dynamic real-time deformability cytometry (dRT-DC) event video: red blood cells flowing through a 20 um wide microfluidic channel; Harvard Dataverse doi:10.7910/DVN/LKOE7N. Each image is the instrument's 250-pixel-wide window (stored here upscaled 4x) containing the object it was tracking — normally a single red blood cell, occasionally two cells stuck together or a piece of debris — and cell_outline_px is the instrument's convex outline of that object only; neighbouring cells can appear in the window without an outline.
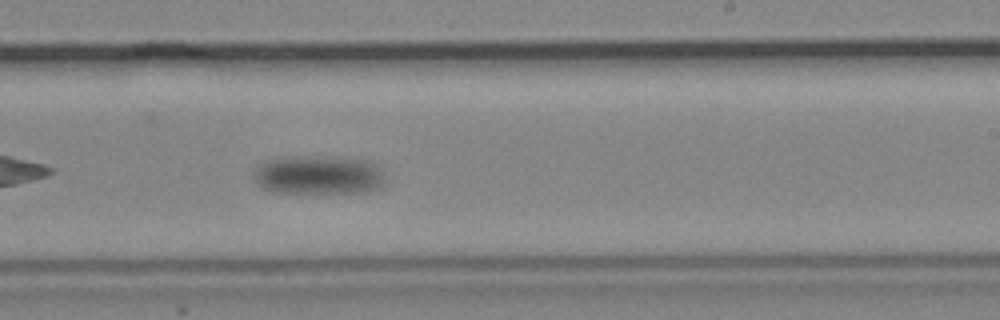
{"species": "common noctule bat (a hibernating species)", "species_latin": "Nyctalus noctula", "temperature_condition": "cold", "stored_images_in_passage": 55, "camera_frame_rate_fps": 3000, "um_per_image_px": 0.085, "animal": {"sex": "male", "body_mass_g": 19.2, "forearm_length_mm": 51.8}, "frame": {"image": 1, "passage_image": 23, "time_ms": 7.333, "image_size_px": [1000, 320], "cell_outline_px": [[384, 184], [380, 188], [364, 192], [276, 192], [264, 188], [256, 180], [252, 168], [264, 160], [276, 156], [308, 156], [368, 160], [376, 164], [380, 168], [384, 180]], "centroid_in_image_um": [27.03, 14.85], "position_along_channel_um": 262.0, "area_um2": 29.88}}
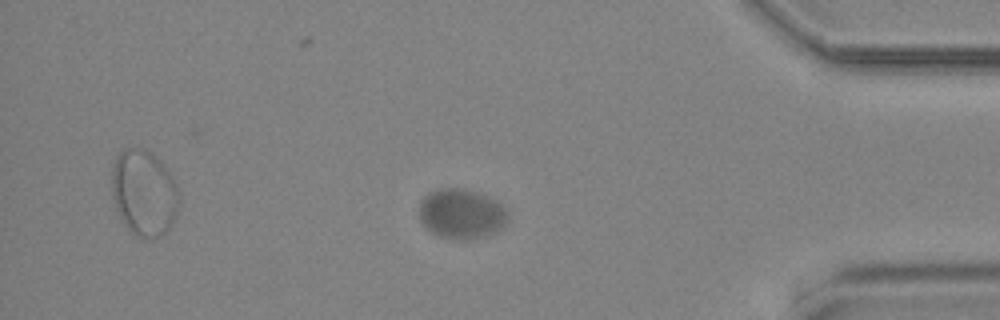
{"frame": {"image": 2, "passage_image": 43, "time_ms": 14.0, "image_size_px": [1000, 320], "cell_outline_px": [[508, 220], [496, 232], [464, 240], [452, 240], [440, 236], [432, 232], [420, 220], [420, 200], [428, 192], [440, 188], [460, 188], [476, 192], [488, 196], [504, 204], [508, 212]], "centroid_in_image_um": [39.23, 18.16], "position_along_channel_um": 396.0, "area_um2": 25.84}}
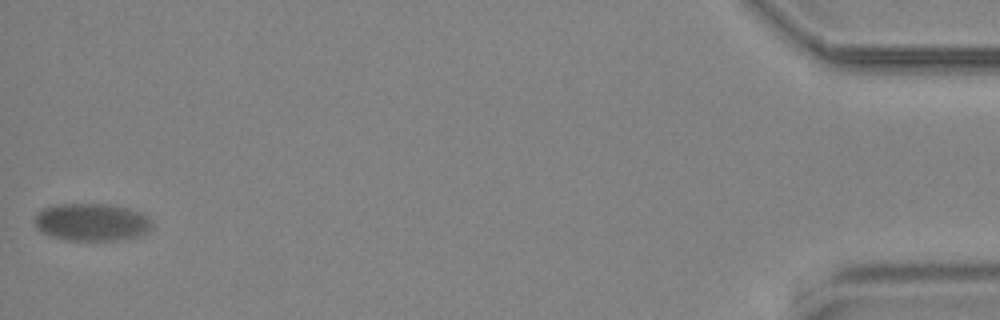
{"frame": {"image": 3, "passage_image": 55, "time_ms": 18.0, "image_size_px": [1000, 320], "cell_outline_px": [[152, 228], [148, 232], [136, 236], [120, 240], [68, 240], [48, 236], [40, 232], [36, 228], [32, 220], [44, 208], [60, 204], [108, 204], [140, 212], [152, 224]], "centroid_in_image_um": [7.74, 18.9], "position_along_channel_um": 427.5, "area_um2": 25.55}}